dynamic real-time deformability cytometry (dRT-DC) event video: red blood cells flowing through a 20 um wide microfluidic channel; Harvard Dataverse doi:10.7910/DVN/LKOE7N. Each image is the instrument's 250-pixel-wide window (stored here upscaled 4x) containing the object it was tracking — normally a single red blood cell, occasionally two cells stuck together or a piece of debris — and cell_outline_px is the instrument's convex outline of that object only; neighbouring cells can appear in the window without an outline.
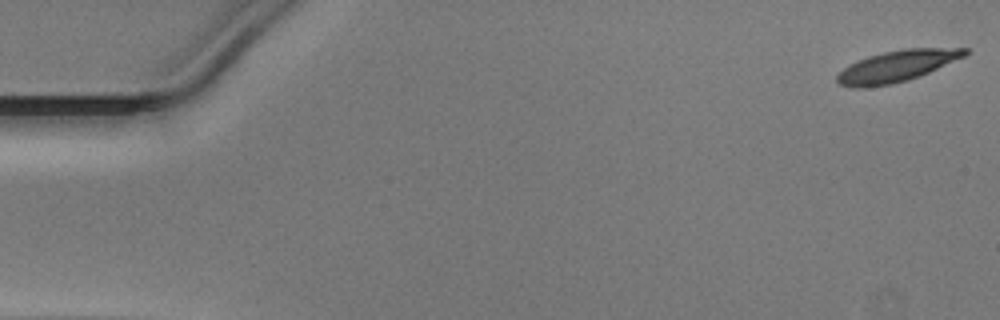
{"species": "Egyptian fruit bat (a non-hibernating species)", "species_latin": "Rousettus aegyptiacus", "temperature_condition": "warm", "stored_images_in_passage": 47, "camera_frame_rate_fps": 3000, "um_per_image_px": 0.085, "animal": {"sex": "male"}, "frame": {"image": 1, "passage_image": 1, "time_ms": 0.0, "image_size_px": [1000, 320], "cell_outline_px": [[968, 52], [964, 56], [920, 76], [908, 80], [892, 84], [864, 88], [852, 88], [836, 84], [836, 76], [848, 64], [856, 60], [868, 56], [884, 52], [904, 48], [968, 48]], "centroid_in_image_um": [76.16, 5.64], "position_along_channel_um": 8.8, "area_um2": 23.41}}
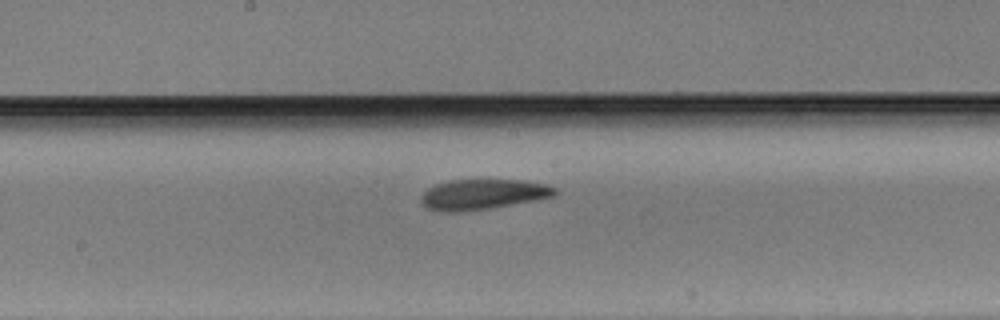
{"frame": {"image": 2, "passage_image": 27, "time_ms": 8.667, "image_size_px": [1000, 320], "cell_outline_px": [[560, 192], [556, 196], [536, 200], [488, 208], [456, 212], [440, 212], [428, 208], [420, 200], [420, 196], [428, 188], [436, 184], [452, 180], [488, 176], [524, 180], [544, 184], [556, 188]], "centroid_in_image_um": [41.08, 16.46], "position_along_channel_um": 207.1, "area_um2": 24.62}}
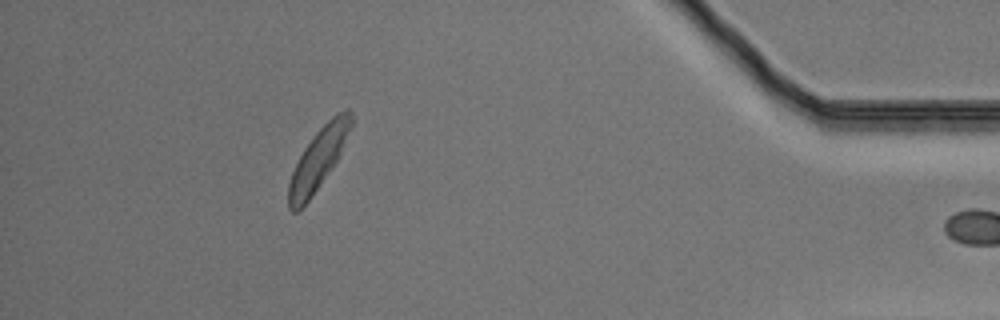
{"frame": {"image": 3, "passage_image": 46, "time_ms": 15.0, "image_size_px": [1000, 320], "cell_outline_px": [[352, 124], [340, 152], [336, 160], [308, 200], [296, 212], [292, 212], [288, 208], [288, 184], [292, 172], [304, 148], [316, 132], [336, 112], [348, 108], [352, 112]], "centroid_in_image_um": [27.04, 13.48], "position_along_channel_um": 408.2, "area_um2": 21.44}}